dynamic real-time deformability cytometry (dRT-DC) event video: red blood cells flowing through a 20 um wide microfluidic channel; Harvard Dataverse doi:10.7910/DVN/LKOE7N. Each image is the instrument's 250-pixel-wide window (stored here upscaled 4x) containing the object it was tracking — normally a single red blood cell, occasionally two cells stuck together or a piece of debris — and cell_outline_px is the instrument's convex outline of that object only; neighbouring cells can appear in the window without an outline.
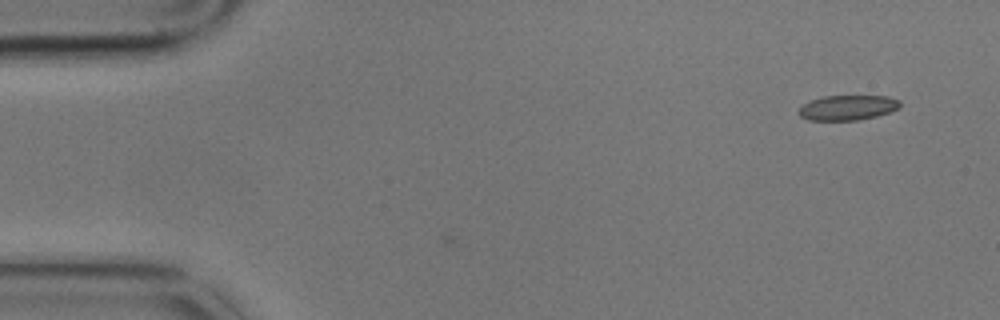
{"species": "common noctule bat (a hibernating species)", "species_latin": "Nyctalus noctula", "temperature_condition": "cold", "stored_images_in_passage": 2, "camera_frame_rate_fps": 3000, "um_per_image_px": 0.085, "animal": {"sex": "male", "body_mass_g": 17.9}, "frame": {"image": 1, "passage_image": 2, "time_ms": 0.333, "image_size_px": [1000, 320], "cell_outline_px": [[900, 108], [876, 116], [856, 120], [808, 120], [800, 116], [796, 112], [804, 104], [812, 100], [824, 96], [888, 96], [900, 100]], "centroid_in_image_um": [72.05, 9.15], "position_along_channel_um": 13.0, "area_um2": 14.68}}